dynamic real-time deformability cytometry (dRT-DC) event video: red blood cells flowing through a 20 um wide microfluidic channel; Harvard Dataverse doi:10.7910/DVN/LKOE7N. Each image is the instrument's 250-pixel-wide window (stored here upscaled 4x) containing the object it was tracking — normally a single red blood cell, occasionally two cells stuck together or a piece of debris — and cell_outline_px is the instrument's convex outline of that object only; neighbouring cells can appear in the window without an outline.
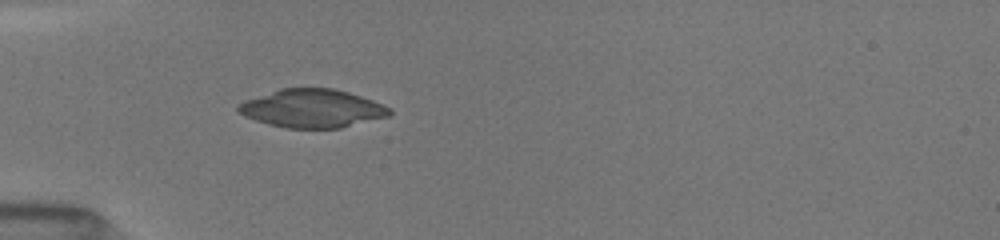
{"species": "common noctule bat (a hibernating species)", "species_latin": "Nyctalus noctula", "temperature_condition": "room temperature", "stored_images_in_passage": 34, "camera_frame_rate_fps": 3000, "um_per_image_px": 0.085, "animal": {"sex": "female", "body_mass_g": 19.5, "forearm_length_mm": 54.1}, "frame": {"image": 1, "passage_image": 5, "time_ms": 1.0, "image_size_px": [1000, 240], "cell_outline_px": [[392, 112], [388, 116], [340, 128], [288, 128], [268, 124], [244, 116], [236, 108], [244, 100], [280, 88], [332, 88], [348, 92], [384, 104], [392, 108]], "centroid_in_image_um": [26.55, 9.21], "position_along_channel_um": 58.5, "area_um2": 33.64}}